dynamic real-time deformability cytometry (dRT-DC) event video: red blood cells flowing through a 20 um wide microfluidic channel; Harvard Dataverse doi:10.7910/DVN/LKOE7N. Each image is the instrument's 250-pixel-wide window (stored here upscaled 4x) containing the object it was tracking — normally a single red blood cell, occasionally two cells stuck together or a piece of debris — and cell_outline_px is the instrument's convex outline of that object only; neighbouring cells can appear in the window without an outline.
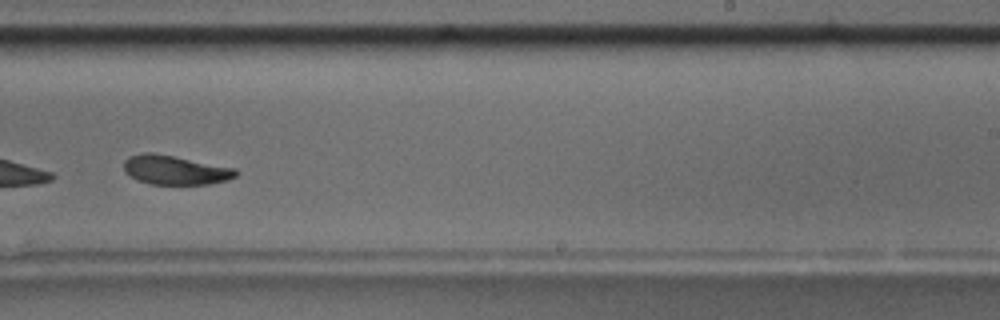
{"species": "common noctule bat (a hibernating species)", "species_latin": "Nyctalus noctula", "temperature_condition": "room temperature", "stored_images_in_passage": 12, "camera_frame_rate_fps": 3000, "um_per_image_px": 0.085, "animal": {"sex": "male", "body_mass_g": 17.5, "forearm_length_mm": 52.3}, "frame": {"image": 1, "passage_image": 7, "time_ms": 8.0, "image_size_px": [1000, 320], "cell_outline_px": [[240, 172], [236, 176], [228, 180], [208, 184], [148, 184], [136, 180], [124, 172], [124, 160], [128, 156], [144, 152], [152, 152], [236, 168]], "centroid_in_image_um": [14.87, 14.45], "position_along_channel_um": 274.1, "area_um2": 19.25}, "authors_computed_cell_mechanics": {"area_um2": 19.7965, "velocity_mm_per_s": 3.5387, "shape_relaxation_time_tau1_ms": 3.385, "shape_relaxation_time_tau2_ms": 2.4043, "deformation_change_tau1": 0.0961, "deformation_change_tau2": 0.0762}}